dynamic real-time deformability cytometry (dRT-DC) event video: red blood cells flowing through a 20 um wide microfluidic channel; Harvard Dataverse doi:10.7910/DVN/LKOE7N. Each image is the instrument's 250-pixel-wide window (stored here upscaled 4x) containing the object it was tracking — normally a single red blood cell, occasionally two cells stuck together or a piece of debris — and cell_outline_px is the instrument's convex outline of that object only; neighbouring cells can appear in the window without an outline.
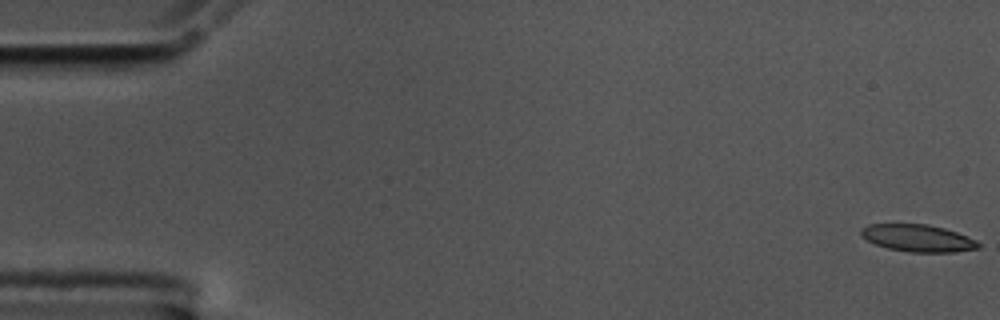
{"species": "common noctule bat (a hibernating species)", "species_latin": "Nyctalus noctula", "temperature_condition": "cold", "stored_images_in_passage": 57, "camera_frame_rate_fps": 3000, "um_per_image_px": 0.085, "animal": {"sex": "male", "body_mass_g": 17.5, "forearm_length_mm": 52.3}, "frame": {"image": 1, "passage_image": 1, "time_ms": 0.0, "image_size_px": [1000, 320], "cell_outline_px": [[980, 248], [956, 252], [908, 252], [888, 248], [876, 244], [860, 236], [860, 228], [868, 224], [928, 224], [944, 228], [956, 232], [976, 240], [980, 244]], "centroid_in_image_um": [78.0, 20.24], "position_along_channel_um": 7.0, "area_um2": 18.61}}
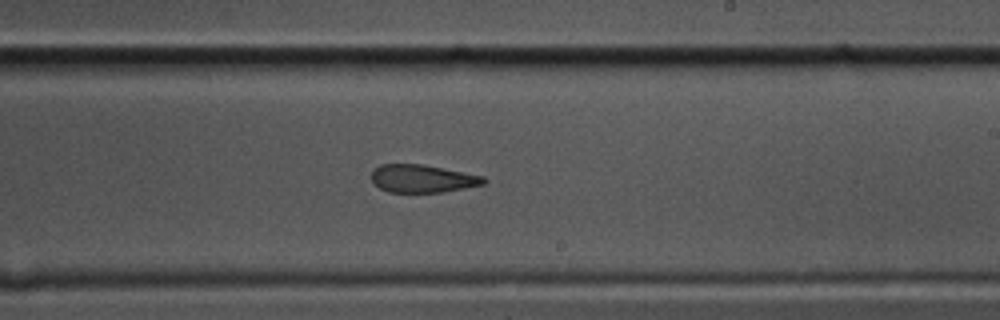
{"frame": {"image": 2, "passage_image": 34, "time_ms": 11.0, "image_size_px": [1000, 320], "cell_outline_px": [[488, 180], [484, 184], [444, 192], [388, 192], [380, 188], [372, 180], [372, 168], [380, 164], [420, 164], [484, 176]], "centroid_in_image_um": [35.9, 15.18], "position_along_channel_um": 253.1, "area_um2": 18.15}}
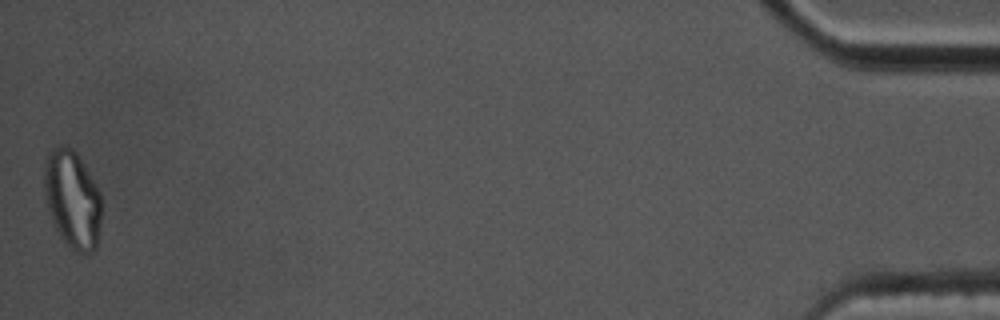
{"frame": {"image": 3, "passage_image": 57, "time_ms": 18.667, "image_size_px": [1000, 320], "cell_outline_px": [[100, 224], [96, 248], [92, 252], [76, 252], [64, 244], [52, 224], [44, 192], [44, 156], [52, 148], [64, 144], [68, 144], [76, 152], [84, 164], [100, 192]], "centroid_in_image_um": [6.11, 16.92], "position_along_channel_um": 429.1, "area_um2": 33.12}, "authors_computed_cell_mechanics": {"area_um2": 19.7676, "velocity_mm_per_s": 3.5291, "shape_relaxation_time_tau1_ms": null, "shape_relaxation_time_tau2_ms": 2.0078, "deformation_change_tau1": null, "deformation_change_tau2": 0.0997}}